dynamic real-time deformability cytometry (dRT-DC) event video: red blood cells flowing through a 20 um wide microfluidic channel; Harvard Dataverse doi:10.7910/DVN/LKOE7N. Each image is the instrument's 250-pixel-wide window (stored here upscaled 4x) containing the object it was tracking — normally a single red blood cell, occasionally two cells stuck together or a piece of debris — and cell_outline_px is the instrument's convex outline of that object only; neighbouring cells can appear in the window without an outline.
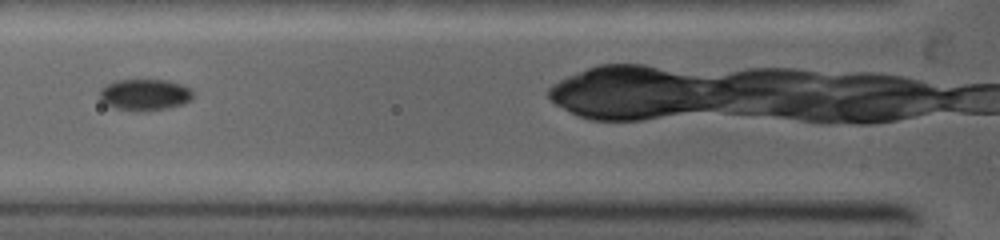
{"species": "common noctule bat (a hibernating species)", "species_latin": "Nyctalus noctula", "temperature_condition": "warm", "stored_images_in_passage": 5, "camera_frame_rate_fps": 5000, "um_per_image_px": 0.085, "animal": {"sex": "female", "body_mass_g": 19.0, "forearm_length_mm": 53.3}, "frame": {"image": 1, "passage_image": 4, "time_ms": 3.0, "image_size_px": [1000, 240], "cell_outline_px": [[192, 96], [184, 104], [168, 108], [144, 112], [116, 108], [104, 104], [100, 100], [100, 88], [104, 84], [116, 80], [168, 80], [180, 84], [188, 88], [192, 92]], "centroid_in_image_um": [12.25, 8.05], "position_along_channel_um": 113.6, "area_um2": 17.17}}